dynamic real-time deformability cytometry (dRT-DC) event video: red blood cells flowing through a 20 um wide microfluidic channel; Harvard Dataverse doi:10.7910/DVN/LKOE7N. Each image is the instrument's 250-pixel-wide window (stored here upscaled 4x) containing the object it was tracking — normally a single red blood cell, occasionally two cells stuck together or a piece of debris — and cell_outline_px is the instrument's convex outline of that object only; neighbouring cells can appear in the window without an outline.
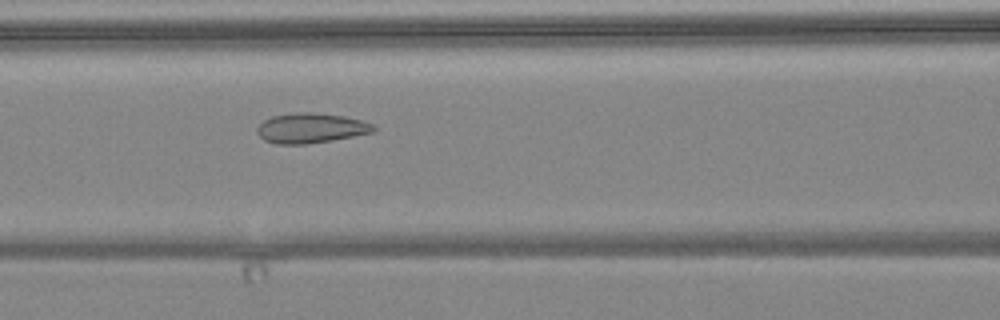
{"species": "common noctule bat (a hibernating species)", "species_latin": "Nyctalus noctula", "temperature_condition": "warm", "stored_images_in_passage": 6, "segment_of_instrument_passage": [1, 2], "camera_frame_rate_fps": 3000, "um_per_image_px": 0.085, "animal": {"sex": "female", "body_mass_g": 24.6, "forearm_length_mm": 56.2}, "frame": {"image": 1, "passage_image": 5, "time_ms": 5.333, "image_size_px": [1000, 320], "cell_outline_px": [[376, 132], [332, 140], [308, 144], [276, 144], [264, 140], [256, 132], [256, 128], [264, 120], [272, 116], [292, 112], [312, 112], [344, 116], [360, 120], [372, 124], [376, 128]], "centroid_in_image_um": [26.41, 10.89], "position_along_channel_um": 140.2, "area_um2": 20.46}}